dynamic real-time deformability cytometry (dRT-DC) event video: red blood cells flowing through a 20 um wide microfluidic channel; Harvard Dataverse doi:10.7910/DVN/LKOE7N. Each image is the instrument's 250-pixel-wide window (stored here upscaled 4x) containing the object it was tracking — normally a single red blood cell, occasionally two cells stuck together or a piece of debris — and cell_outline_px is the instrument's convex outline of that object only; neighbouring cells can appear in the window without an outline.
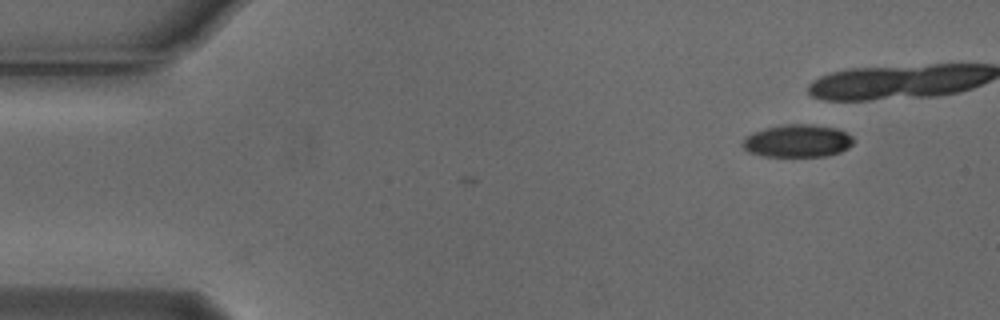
{"species": "Egyptian fruit bat (a non-hibernating species)", "species_latin": "Rousettus aegyptiacus", "temperature_condition": "cold", "stored_images_in_passage": 3, "camera_frame_rate_fps": 3000, "um_per_image_px": 0.085, "animal": {"sex": "male"}, "frame": {"image": 1, "passage_image": 3, "time_ms": 0.667, "image_size_px": [1000, 320], "cell_outline_px": [[852, 144], [848, 148], [840, 152], [824, 156], [764, 156], [748, 152], [740, 144], [744, 136], [752, 132], [764, 128], [788, 124], [812, 124], [836, 128], [852, 136]], "centroid_in_image_um": [67.73, 11.97], "position_along_channel_um": 17.3, "area_um2": 21.15}}